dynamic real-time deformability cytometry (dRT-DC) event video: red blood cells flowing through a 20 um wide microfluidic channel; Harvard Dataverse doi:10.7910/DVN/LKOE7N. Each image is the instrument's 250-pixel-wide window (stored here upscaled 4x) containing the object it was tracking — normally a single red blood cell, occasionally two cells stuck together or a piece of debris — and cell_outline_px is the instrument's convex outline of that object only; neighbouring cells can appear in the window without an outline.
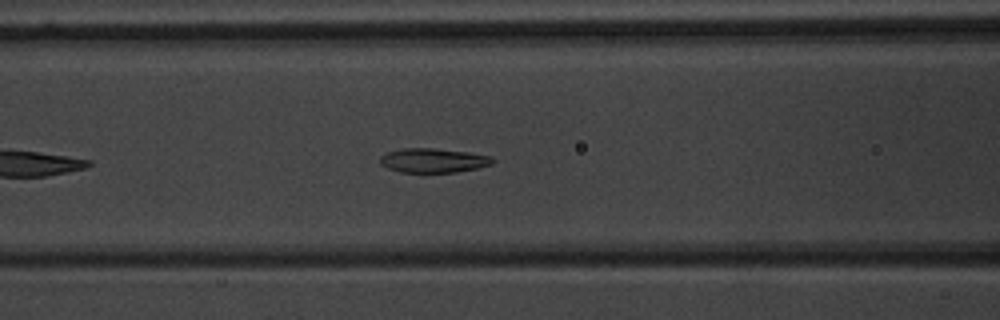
{"species": "common noctule bat (a hibernating species)", "species_latin": "Nyctalus noctula", "temperature_condition": "warm", "stored_images_in_passage": 15, "camera_frame_rate_fps": 3000, "um_per_image_px": 0.085, "animal": {"sex": "male", "body_mass_g": 20.1, "forearm_length_mm": 53.5}, "frame": {"image": 1, "passage_image": 11, "time_ms": 3.333, "image_size_px": [1000, 320], "cell_outline_px": [[496, 160], [492, 164], [476, 168], [456, 172], [400, 172], [388, 168], [380, 164], [380, 156], [388, 152], [404, 148], [432, 148], [468, 152], [492, 156]], "centroid_in_image_um": [36.84, 13.63], "position_along_channel_um": 129.8, "area_um2": 15.9}}